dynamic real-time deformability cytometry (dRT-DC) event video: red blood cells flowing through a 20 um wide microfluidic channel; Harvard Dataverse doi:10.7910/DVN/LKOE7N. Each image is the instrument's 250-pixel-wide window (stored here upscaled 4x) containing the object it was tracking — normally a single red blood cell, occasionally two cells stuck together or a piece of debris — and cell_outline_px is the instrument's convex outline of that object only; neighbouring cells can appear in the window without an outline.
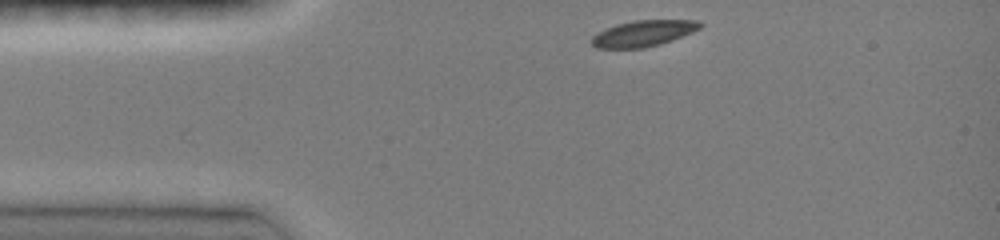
{"species": "common noctule bat (a hibernating species)", "species_latin": "Nyctalus noctula", "temperature_condition": "room temperature", "stored_images_in_passage": 21, "camera_frame_rate_fps": 3000, "um_per_image_px": 0.085, "animal": {"sex": "female", "body_mass_g": 19.0, "forearm_length_mm": 51.5}, "frame": {"image": 1, "passage_image": 1, "time_ms": 0.0, "image_size_px": [1000, 240], "cell_outline_px": [[704, 24], [700, 28], [692, 32], [672, 40], [660, 44], [644, 48], [596, 48], [592, 44], [592, 36], [616, 24], [636, 20], [696, 20]], "centroid_in_image_um": [54.71, 2.84], "position_along_channel_um": 30.3, "area_um2": 16.3}}
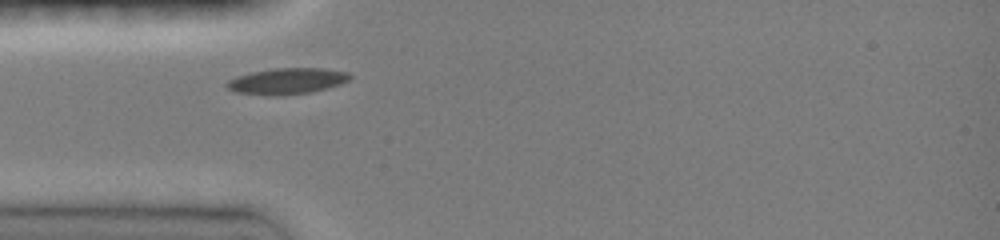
{"frame": {"image": 2, "passage_image": 6, "time_ms": 1.667, "image_size_px": [1000, 240], "cell_outline_px": [[352, 76], [348, 80], [340, 84], [312, 92], [276, 96], [272, 96], [236, 92], [228, 88], [224, 84], [228, 80], [236, 76], [252, 72], [276, 68], [324, 68], [348, 72]], "centroid_in_image_um": [24.38, 6.89], "position_along_channel_um": 60.6, "area_um2": 18.73}}
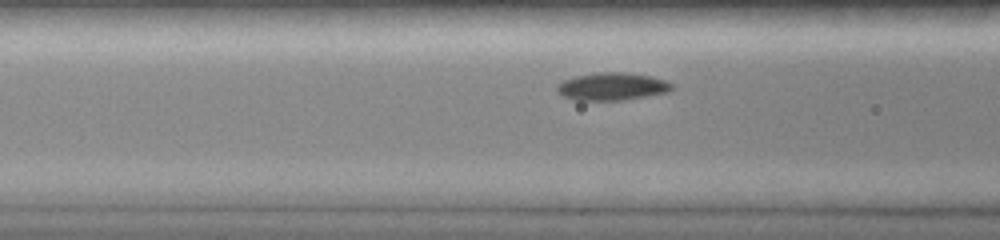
{"frame": {"image": 3, "passage_image": 10, "time_ms": 3.0, "image_size_px": [1000, 240], "cell_outline_px": [[672, 88], [668, 92], [624, 100], [572, 100], [564, 96], [556, 88], [556, 84], [564, 80], [576, 76], [596, 72], [628, 72], [648, 76], [664, 80], [672, 84]], "centroid_in_image_um": [52.0, 7.35], "position_along_channel_um": 114.6, "area_um2": 18.38}}